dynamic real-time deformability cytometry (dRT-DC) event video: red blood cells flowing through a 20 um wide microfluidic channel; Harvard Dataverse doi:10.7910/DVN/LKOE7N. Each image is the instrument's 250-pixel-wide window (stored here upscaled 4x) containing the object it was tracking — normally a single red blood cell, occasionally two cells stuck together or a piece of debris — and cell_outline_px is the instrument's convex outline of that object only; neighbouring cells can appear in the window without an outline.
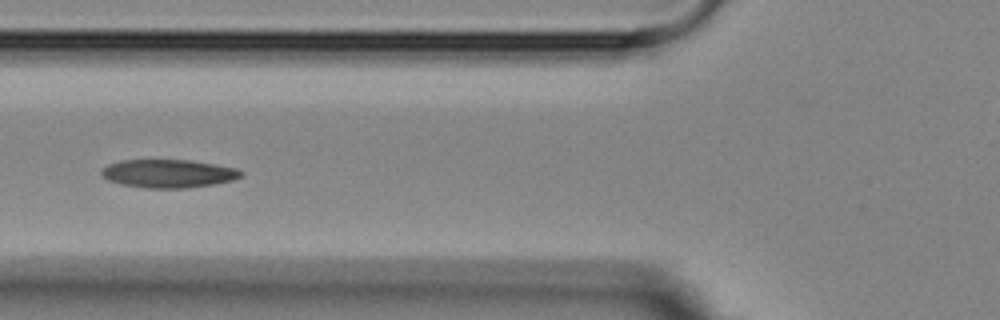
{"species": "Egyptian fruit bat (a non-hibernating species)", "species_latin": "Rousettus aegyptiacus", "temperature_condition": "room temperature", "stored_images_in_passage": 9, "camera_frame_rate_fps": 3000, "um_per_image_px": 0.085, "animal": {"sex": "female"}, "frame": {"image": 1, "passage_image": 6, "time_ms": 5.667, "image_size_px": [1000, 320], "cell_outline_px": [[244, 176], [232, 180], [216, 184], [188, 188], [148, 188], [120, 184], [108, 180], [100, 176], [100, 172], [108, 164], [120, 160], [188, 160], [236, 168], [244, 172]], "centroid_in_image_um": [14.31, 14.76], "position_along_channel_um": 111.5, "area_um2": 23.06}}
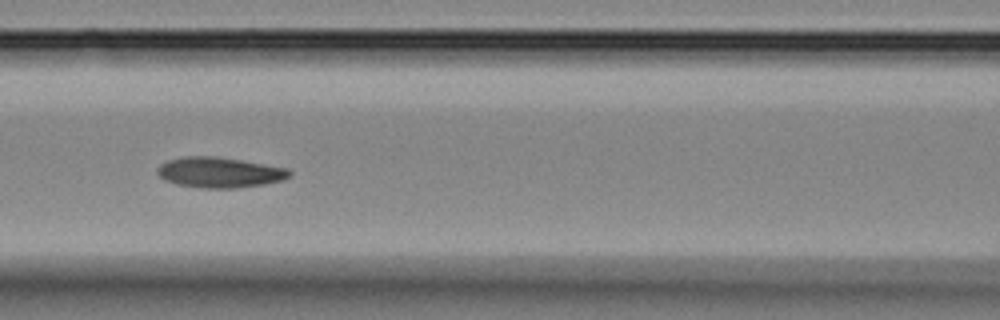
{"frame": {"image": 2, "passage_image": 7, "time_ms": 6.667, "image_size_px": [1000, 320], "cell_outline_px": [[292, 176], [284, 180], [264, 184], [236, 188], [200, 188], [176, 184], [164, 180], [156, 172], [156, 168], [160, 164], [168, 160], [184, 156], [216, 156], [288, 168], [292, 172]], "centroid_in_image_um": [18.66, 14.66], "position_along_channel_um": 147.9, "area_um2": 23.64}}
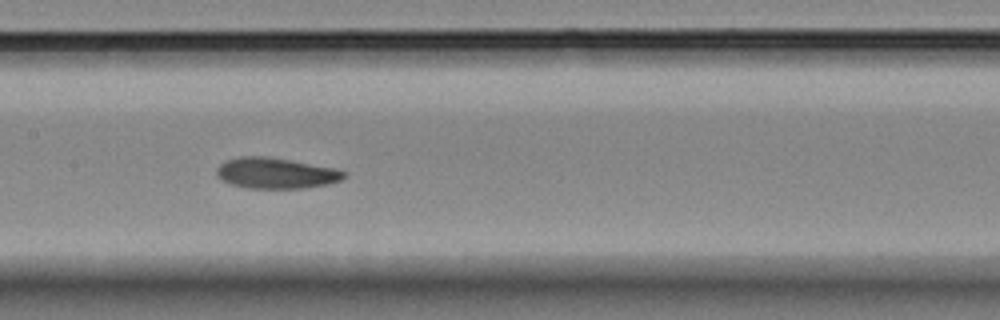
{"frame": {"image": 3, "passage_image": 8, "time_ms": 7.667, "image_size_px": [1000, 320], "cell_outline_px": [[348, 176], [340, 180], [328, 184], [300, 188], [248, 188], [232, 184], [216, 176], [216, 168], [224, 160], [236, 156], [268, 156], [336, 168], [348, 172]], "centroid_in_image_um": [23.45, 14.7], "position_along_channel_um": 183.9, "area_um2": 23.06}}